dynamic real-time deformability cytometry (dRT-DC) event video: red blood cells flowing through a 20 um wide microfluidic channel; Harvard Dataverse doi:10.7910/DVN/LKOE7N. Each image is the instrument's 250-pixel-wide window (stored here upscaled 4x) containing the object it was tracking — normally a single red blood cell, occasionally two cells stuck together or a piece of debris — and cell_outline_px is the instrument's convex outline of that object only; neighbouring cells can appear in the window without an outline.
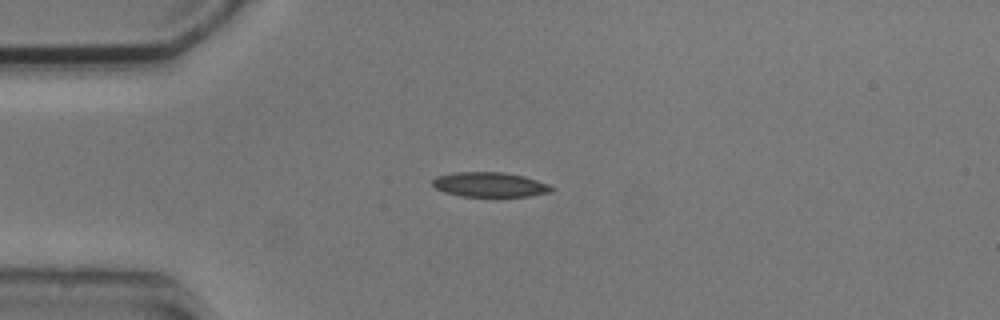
{"species": "common noctule bat (a hibernating species)", "species_latin": "Nyctalus noctula", "temperature_condition": "cold", "stored_images_in_passage": 6, "camera_frame_rate_fps": 3000, "um_per_image_px": 0.085, "animal": {"sex": "male", "body_mass_g": 20.5, "forearm_length_mm": 52.5}, "frame": {"image": 1, "passage_image": 1, "time_ms": 0.0, "image_size_px": [1000, 320], "cell_outline_px": [[556, 188], [552, 192], [528, 196], [460, 196], [444, 192], [436, 188], [432, 184], [432, 180], [436, 176], [452, 172], [504, 172], [524, 176], [548, 184]], "centroid_in_image_um": [41.63, 15.68], "position_along_channel_um": 43.4, "area_um2": 17.22}}